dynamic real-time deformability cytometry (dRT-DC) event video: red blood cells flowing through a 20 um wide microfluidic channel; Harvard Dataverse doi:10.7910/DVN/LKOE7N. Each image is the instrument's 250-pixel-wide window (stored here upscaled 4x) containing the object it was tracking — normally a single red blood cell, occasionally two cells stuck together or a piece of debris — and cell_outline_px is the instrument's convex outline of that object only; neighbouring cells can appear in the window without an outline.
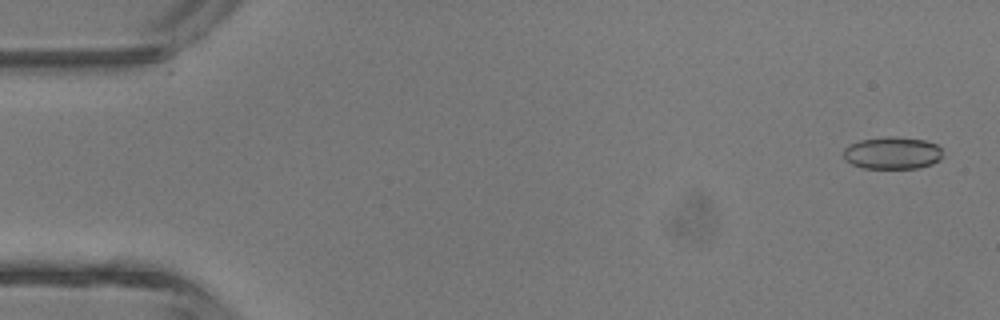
{"species": "common noctule bat (a hibernating species)", "species_latin": "Nyctalus noctula", "temperature_condition": "room temperature", "stored_images_in_passage": 4, "camera_frame_rate_fps": 3000, "um_per_image_px": 0.085, "animal": {"sex": "male", "body_mass_g": 13.3}, "frame": {"image": 1, "passage_image": 1, "time_ms": 0.0, "image_size_px": [1000, 320], "cell_outline_px": [[940, 160], [932, 164], [920, 168], [864, 168], [852, 164], [844, 160], [844, 148], [860, 140], [888, 136], [892, 136], [924, 140], [936, 144], [940, 148]], "centroid_in_image_um": [75.84, 13.01], "position_along_channel_um": 9.2, "area_um2": 18.55}}
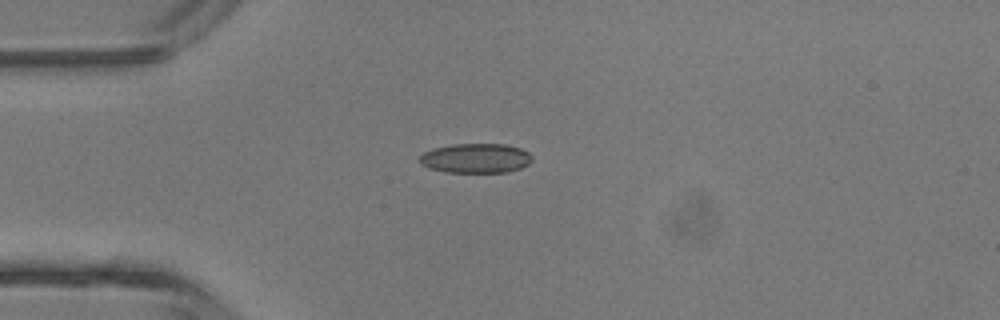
{"frame": {"image": 2, "passage_image": 4, "time_ms": 3.333, "image_size_px": [1000, 320], "cell_outline_px": [[532, 160], [528, 164], [520, 168], [508, 172], [444, 172], [428, 168], [420, 164], [420, 156], [424, 152], [432, 148], [452, 144], [504, 144], [520, 148], [528, 152], [532, 156]], "centroid_in_image_um": [40.42, 13.45], "position_along_channel_um": 44.6, "area_um2": 19.48}}